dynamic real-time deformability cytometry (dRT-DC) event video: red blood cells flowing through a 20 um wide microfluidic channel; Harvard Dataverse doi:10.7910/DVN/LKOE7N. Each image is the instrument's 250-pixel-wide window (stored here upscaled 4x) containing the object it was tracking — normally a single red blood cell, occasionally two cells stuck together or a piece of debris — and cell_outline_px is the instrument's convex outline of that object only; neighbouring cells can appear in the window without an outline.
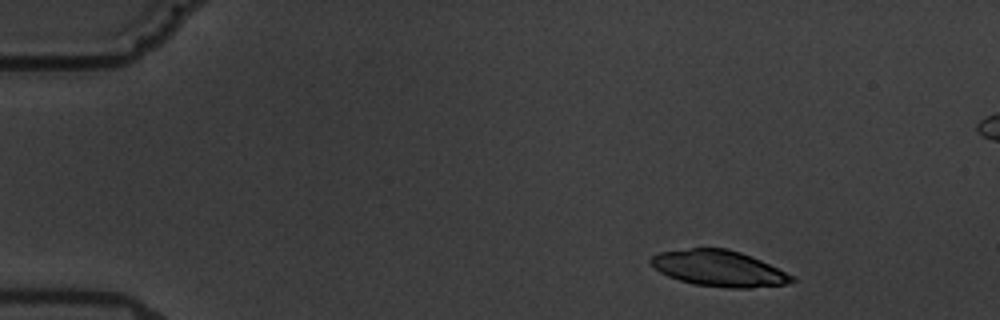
{"species": "common noctule bat (a hibernating species)", "species_latin": "Nyctalus noctula", "temperature_condition": "warm", "stored_images_in_passage": 5, "camera_frame_rate_fps": 3000, "um_per_image_px": 0.085, "animal": {"sex": "male", "body_mass_g": 19.5, "forearm_length_mm": 54.6}, "frame": {"image": 1, "passage_image": 2, "time_ms": 1.333, "image_size_px": [1000, 320], "cell_outline_px": [[796, 280], [788, 284], [752, 288], [728, 288], [692, 284], [668, 276], [660, 272], [648, 260], [656, 252], [692, 248], [728, 248], [740, 252], [760, 260], [792, 276]], "centroid_in_image_um": [61.08, 22.82], "position_along_channel_um": 23.9, "area_um2": 29.48}}